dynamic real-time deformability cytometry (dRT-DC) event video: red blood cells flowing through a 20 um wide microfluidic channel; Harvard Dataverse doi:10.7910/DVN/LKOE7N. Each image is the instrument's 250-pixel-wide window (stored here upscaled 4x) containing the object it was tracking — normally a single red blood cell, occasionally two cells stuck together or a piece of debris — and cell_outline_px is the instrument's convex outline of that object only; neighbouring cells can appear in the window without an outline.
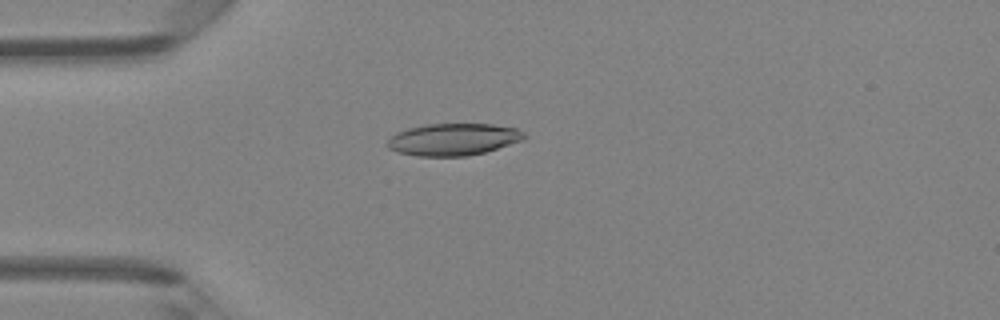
{"species": "Egyptian fruit bat (a non-hibernating species)", "species_latin": "Rousettus aegyptiacus", "temperature_condition": "room temperature", "stored_images_in_passage": 47, "camera_frame_rate_fps": 3000, "um_per_image_px": 0.085, "animal": {"sex": "female"}, "frame": {"image": 1, "passage_image": 13, "time_ms": 4.0, "image_size_px": [1000, 320], "cell_outline_px": [[528, 136], [524, 140], [484, 152], [468, 156], [416, 156], [396, 152], [388, 148], [388, 140], [396, 132], [408, 128], [428, 124], [492, 124], [516, 128], [524, 132]], "centroid_in_image_um": [38.54, 11.85], "position_along_channel_um": 46.5, "area_um2": 25.61}}
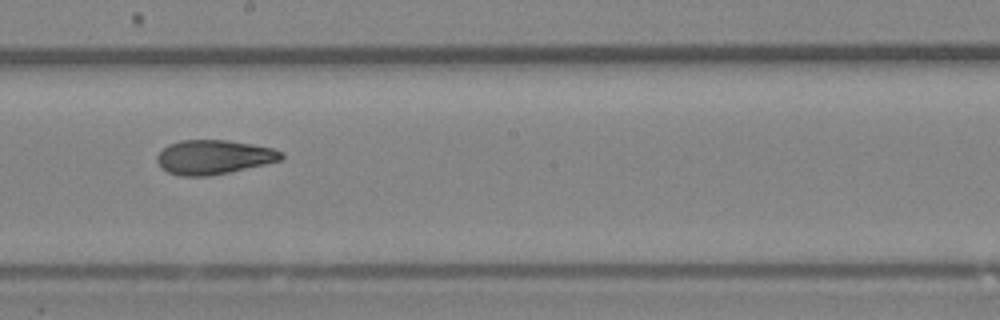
{"frame": {"image": 2, "passage_image": 27, "time_ms": 8.667, "image_size_px": [1000, 320], "cell_outline_px": [[284, 156], [280, 160], [264, 164], [228, 172], [208, 176], [180, 176], [168, 172], [160, 168], [156, 160], [156, 156], [168, 144], [180, 140], [228, 140], [252, 144], [272, 148], [280, 152]], "centroid_in_image_um": [18.11, 13.35], "position_along_channel_um": 230.1, "area_um2": 24.68}}
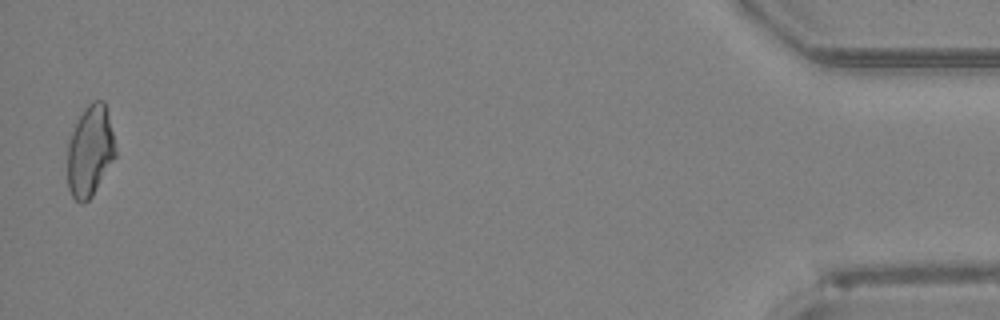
{"frame": {"image": 3, "passage_image": 47, "time_ms": 15.333, "image_size_px": [1000, 320], "cell_outline_px": [[116, 156], [92, 196], [84, 204], [80, 204], [72, 196], [68, 188], [68, 144], [72, 132], [84, 108], [92, 100], [104, 100], [116, 148]], "centroid_in_image_um": [7.65, 12.86], "position_along_channel_um": 427.5, "area_um2": 25.26}, "authors_computed_cell_mechanics": {"area_um2": 25.143, "velocity_mm_per_s": 4.3139, "shape_relaxation_time_tau1_ms": null, "shape_relaxation_time_tau2_ms": 2.2741, "deformation_change_tau1": null, "deformation_change_tau2": 0.0935}}